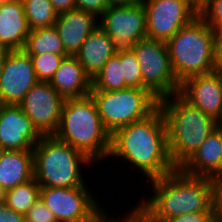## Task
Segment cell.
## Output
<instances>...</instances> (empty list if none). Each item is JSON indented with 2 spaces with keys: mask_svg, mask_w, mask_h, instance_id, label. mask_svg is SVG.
<instances>
[{
  "mask_svg": "<svg viewBox=\"0 0 222 222\" xmlns=\"http://www.w3.org/2000/svg\"><path fill=\"white\" fill-rule=\"evenodd\" d=\"M110 156L128 161L149 181L174 172L162 110L158 107L147 118L117 129L111 135Z\"/></svg>",
  "mask_w": 222,
  "mask_h": 222,
  "instance_id": "6da1fadb",
  "label": "cell"
},
{
  "mask_svg": "<svg viewBox=\"0 0 222 222\" xmlns=\"http://www.w3.org/2000/svg\"><path fill=\"white\" fill-rule=\"evenodd\" d=\"M149 182L154 195L142 199L140 205L155 219L165 221L191 212L213 211L212 178L189 176L177 168Z\"/></svg>",
  "mask_w": 222,
  "mask_h": 222,
  "instance_id": "7a4b0ae2",
  "label": "cell"
},
{
  "mask_svg": "<svg viewBox=\"0 0 222 222\" xmlns=\"http://www.w3.org/2000/svg\"><path fill=\"white\" fill-rule=\"evenodd\" d=\"M53 136L81 151L94 163L109 158L111 134L104 127L90 95L65 99Z\"/></svg>",
  "mask_w": 222,
  "mask_h": 222,
  "instance_id": "3957f363",
  "label": "cell"
},
{
  "mask_svg": "<svg viewBox=\"0 0 222 222\" xmlns=\"http://www.w3.org/2000/svg\"><path fill=\"white\" fill-rule=\"evenodd\" d=\"M159 108L166 121L170 159L179 168L215 130L216 120L179 93L160 99Z\"/></svg>",
  "mask_w": 222,
  "mask_h": 222,
  "instance_id": "277c9868",
  "label": "cell"
},
{
  "mask_svg": "<svg viewBox=\"0 0 222 222\" xmlns=\"http://www.w3.org/2000/svg\"><path fill=\"white\" fill-rule=\"evenodd\" d=\"M34 179L40 187H87L81 165L95 164L81 151L53 135L42 136L33 148Z\"/></svg>",
  "mask_w": 222,
  "mask_h": 222,
  "instance_id": "5b68a950",
  "label": "cell"
},
{
  "mask_svg": "<svg viewBox=\"0 0 222 222\" xmlns=\"http://www.w3.org/2000/svg\"><path fill=\"white\" fill-rule=\"evenodd\" d=\"M214 30L199 16L167 42L173 72L179 83L213 71Z\"/></svg>",
  "mask_w": 222,
  "mask_h": 222,
  "instance_id": "8992f818",
  "label": "cell"
},
{
  "mask_svg": "<svg viewBox=\"0 0 222 222\" xmlns=\"http://www.w3.org/2000/svg\"><path fill=\"white\" fill-rule=\"evenodd\" d=\"M89 95L104 127L111 135L119 128L147 118L159 107V99L144 88L90 91Z\"/></svg>",
  "mask_w": 222,
  "mask_h": 222,
  "instance_id": "52a82bcc",
  "label": "cell"
},
{
  "mask_svg": "<svg viewBox=\"0 0 222 222\" xmlns=\"http://www.w3.org/2000/svg\"><path fill=\"white\" fill-rule=\"evenodd\" d=\"M132 50L140 64L144 89L159 100L179 93L180 83L173 72L166 42L146 37L136 42Z\"/></svg>",
  "mask_w": 222,
  "mask_h": 222,
  "instance_id": "ba28073f",
  "label": "cell"
},
{
  "mask_svg": "<svg viewBox=\"0 0 222 222\" xmlns=\"http://www.w3.org/2000/svg\"><path fill=\"white\" fill-rule=\"evenodd\" d=\"M109 36L115 53L131 51L133 45L147 37L143 2L128 6H109L98 18Z\"/></svg>",
  "mask_w": 222,
  "mask_h": 222,
  "instance_id": "9c48e42d",
  "label": "cell"
},
{
  "mask_svg": "<svg viewBox=\"0 0 222 222\" xmlns=\"http://www.w3.org/2000/svg\"><path fill=\"white\" fill-rule=\"evenodd\" d=\"M40 199L58 222H88L103 209L87 187H40Z\"/></svg>",
  "mask_w": 222,
  "mask_h": 222,
  "instance_id": "30bf717a",
  "label": "cell"
},
{
  "mask_svg": "<svg viewBox=\"0 0 222 222\" xmlns=\"http://www.w3.org/2000/svg\"><path fill=\"white\" fill-rule=\"evenodd\" d=\"M147 38L167 42L198 16L189 0H142Z\"/></svg>",
  "mask_w": 222,
  "mask_h": 222,
  "instance_id": "8fae6325",
  "label": "cell"
},
{
  "mask_svg": "<svg viewBox=\"0 0 222 222\" xmlns=\"http://www.w3.org/2000/svg\"><path fill=\"white\" fill-rule=\"evenodd\" d=\"M64 102L49 82L38 81L18 106L42 136H49L58 128Z\"/></svg>",
  "mask_w": 222,
  "mask_h": 222,
  "instance_id": "7c38bea8",
  "label": "cell"
},
{
  "mask_svg": "<svg viewBox=\"0 0 222 222\" xmlns=\"http://www.w3.org/2000/svg\"><path fill=\"white\" fill-rule=\"evenodd\" d=\"M37 82L31 57L24 50L9 51L0 77V104L18 105Z\"/></svg>",
  "mask_w": 222,
  "mask_h": 222,
  "instance_id": "4fadbf2b",
  "label": "cell"
},
{
  "mask_svg": "<svg viewBox=\"0 0 222 222\" xmlns=\"http://www.w3.org/2000/svg\"><path fill=\"white\" fill-rule=\"evenodd\" d=\"M41 137L18 105L0 104L1 150L33 151Z\"/></svg>",
  "mask_w": 222,
  "mask_h": 222,
  "instance_id": "5bb4252c",
  "label": "cell"
},
{
  "mask_svg": "<svg viewBox=\"0 0 222 222\" xmlns=\"http://www.w3.org/2000/svg\"><path fill=\"white\" fill-rule=\"evenodd\" d=\"M179 94L214 120L222 119V88L213 72L184 80Z\"/></svg>",
  "mask_w": 222,
  "mask_h": 222,
  "instance_id": "9a60e30c",
  "label": "cell"
},
{
  "mask_svg": "<svg viewBox=\"0 0 222 222\" xmlns=\"http://www.w3.org/2000/svg\"><path fill=\"white\" fill-rule=\"evenodd\" d=\"M189 176L216 178L222 176V141L216 130L178 168Z\"/></svg>",
  "mask_w": 222,
  "mask_h": 222,
  "instance_id": "2e32d148",
  "label": "cell"
},
{
  "mask_svg": "<svg viewBox=\"0 0 222 222\" xmlns=\"http://www.w3.org/2000/svg\"><path fill=\"white\" fill-rule=\"evenodd\" d=\"M54 25L69 55H75L87 36L99 26L95 15L76 8L59 13Z\"/></svg>",
  "mask_w": 222,
  "mask_h": 222,
  "instance_id": "e0dca14e",
  "label": "cell"
},
{
  "mask_svg": "<svg viewBox=\"0 0 222 222\" xmlns=\"http://www.w3.org/2000/svg\"><path fill=\"white\" fill-rule=\"evenodd\" d=\"M30 31L23 3L0 0V47L23 50Z\"/></svg>",
  "mask_w": 222,
  "mask_h": 222,
  "instance_id": "ac0fdd59",
  "label": "cell"
},
{
  "mask_svg": "<svg viewBox=\"0 0 222 222\" xmlns=\"http://www.w3.org/2000/svg\"><path fill=\"white\" fill-rule=\"evenodd\" d=\"M49 83L65 99L88 96L92 88L91 78L74 55L63 59Z\"/></svg>",
  "mask_w": 222,
  "mask_h": 222,
  "instance_id": "d6986e66",
  "label": "cell"
},
{
  "mask_svg": "<svg viewBox=\"0 0 222 222\" xmlns=\"http://www.w3.org/2000/svg\"><path fill=\"white\" fill-rule=\"evenodd\" d=\"M114 54L110 36L98 26L87 36L74 56L92 80Z\"/></svg>",
  "mask_w": 222,
  "mask_h": 222,
  "instance_id": "ffe728a7",
  "label": "cell"
},
{
  "mask_svg": "<svg viewBox=\"0 0 222 222\" xmlns=\"http://www.w3.org/2000/svg\"><path fill=\"white\" fill-rule=\"evenodd\" d=\"M33 177V151L1 150L0 187L9 190Z\"/></svg>",
  "mask_w": 222,
  "mask_h": 222,
  "instance_id": "44dd1931",
  "label": "cell"
},
{
  "mask_svg": "<svg viewBox=\"0 0 222 222\" xmlns=\"http://www.w3.org/2000/svg\"><path fill=\"white\" fill-rule=\"evenodd\" d=\"M23 50L28 55H41L45 53L69 55L64 49L55 25L31 30L26 38Z\"/></svg>",
  "mask_w": 222,
  "mask_h": 222,
  "instance_id": "7402d4cb",
  "label": "cell"
},
{
  "mask_svg": "<svg viewBox=\"0 0 222 222\" xmlns=\"http://www.w3.org/2000/svg\"><path fill=\"white\" fill-rule=\"evenodd\" d=\"M128 88L122 76L120 53H115L92 79L91 91H117Z\"/></svg>",
  "mask_w": 222,
  "mask_h": 222,
  "instance_id": "603a6c76",
  "label": "cell"
},
{
  "mask_svg": "<svg viewBox=\"0 0 222 222\" xmlns=\"http://www.w3.org/2000/svg\"><path fill=\"white\" fill-rule=\"evenodd\" d=\"M40 198V186L34 177L14 188L7 190L6 205L14 211L25 215Z\"/></svg>",
  "mask_w": 222,
  "mask_h": 222,
  "instance_id": "cb8c5ba5",
  "label": "cell"
},
{
  "mask_svg": "<svg viewBox=\"0 0 222 222\" xmlns=\"http://www.w3.org/2000/svg\"><path fill=\"white\" fill-rule=\"evenodd\" d=\"M23 5L31 30L54 26L57 21L59 14L49 0H26Z\"/></svg>",
  "mask_w": 222,
  "mask_h": 222,
  "instance_id": "d4e9b609",
  "label": "cell"
},
{
  "mask_svg": "<svg viewBox=\"0 0 222 222\" xmlns=\"http://www.w3.org/2000/svg\"><path fill=\"white\" fill-rule=\"evenodd\" d=\"M29 56L31 57L37 80L49 82L58 70L60 63L68 55L45 53Z\"/></svg>",
  "mask_w": 222,
  "mask_h": 222,
  "instance_id": "484cf974",
  "label": "cell"
},
{
  "mask_svg": "<svg viewBox=\"0 0 222 222\" xmlns=\"http://www.w3.org/2000/svg\"><path fill=\"white\" fill-rule=\"evenodd\" d=\"M122 76L128 87L144 88L140 64L133 50L120 52Z\"/></svg>",
  "mask_w": 222,
  "mask_h": 222,
  "instance_id": "4316f807",
  "label": "cell"
},
{
  "mask_svg": "<svg viewBox=\"0 0 222 222\" xmlns=\"http://www.w3.org/2000/svg\"><path fill=\"white\" fill-rule=\"evenodd\" d=\"M198 16L212 29L222 23V0H209L200 10Z\"/></svg>",
  "mask_w": 222,
  "mask_h": 222,
  "instance_id": "83f0119b",
  "label": "cell"
},
{
  "mask_svg": "<svg viewBox=\"0 0 222 222\" xmlns=\"http://www.w3.org/2000/svg\"><path fill=\"white\" fill-rule=\"evenodd\" d=\"M25 222H58L52 211L39 198L25 214Z\"/></svg>",
  "mask_w": 222,
  "mask_h": 222,
  "instance_id": "f1b7e54d",
  "label": "cell"
},
{
  "mask_svg": "<svg viewBox=\"0 0 222 222\" xmlns=\"http://www.w3.org/2000/svg\"><path fill=\"white\" fill-rule=\"evenodd\" d=\"M164 222H215L213 211H197L167 218Z\"/></svg>",
  "mask_w": 222,
  "mask_h": 222,
  "instance_id": "f546056e",
  "label": "cell"
},
{
  "mask_svg": "<svg viewBox=\"0 0 222 222\" xmlns=\"http://www.w3.org/2000/svg\"><path fill=\"white\" fill-rule=\"evenodd\" d=\"M75 3L76 9L92 13L97 18L109 7L107 0H75Z\"/></svg>",
  "mask_w": 222,
  "mask_h": 222,
  "instance_id": "4dcf8cb0",
  "label": "cell"
},
{
  "mask_svg": "<svg viewBox=\"0 0 222 222\" xmlns=\"http://www.w3.org/2000/svg\"><path fill=\"white\" fill-rule=\"evenodd\" d=\"M213 181V213L215 222H222V176L212 179Z\"/></svg>",
  "mask_w": 222,
  "mask_h": 222,
  "instance_id": "1f68e13d",
  "label": "cell"
},
{
  "mask_svg": "<svg viewBox=\"0 0 222 222\" xmlns=\"http://www.w3.org/2000/svg\"><path fill=\"white\" fill-rule=\"evenodd\" d=\"M129 222H164L158 219H155L150 215L140 204L134 206L130 213L124 216Z\"/></svg>",
  "mask_w": 222,
  "mask_h": 222,
  "instance_id": "d6a6232c",
  "label": "cell"
},
{
  "mask_svg": "<svg viewBox=\"0 0 222 222\" xmlns=\"http://www.w3.org/2000/svg\"><path fill=\"white\" fill-rule=\"evenodd\" d=\"M0 222H25V215L14 211L6 204H1Z\"/></svg>",
  "mask_w": 222,
  "mask_h": 222,
  "instance_id": "836d02e7",
  "label": "cell"
},
{
  "mask_svg": "<svg viewBox=\"0 0 222 222\" xmlns=\"http://www.w3.org/2000/svg\"><path fill=\"white\" fill-rule=\"evenodd\" d=\"M53 8L59 13L70 11L76 8L75 0H49Z\"/></svg>",
  "mask_w": 222,
  "mask_h": 222,
  "instance_id": "e575fe53",
  "label": "cell"
},
{
  "mask_svg": "<svg viewBox=\"0 0 222 222\" xmlns=\"http://www.w3.org/2000/svg\"><path fill=\"white\" fill-rule=\"evenodd\" d=\"M222 66V38L213 40V67Z\"/></svg>",
  "mask_w": 222,
  "mask_h": 222,
  "instance_id": "d590c367",
  "label": "cell"
},
{
  "mask_svg": "<svg viewBox=\"0 0 222 222\" xmlns=\"http://www.w3.org/2000/svg\"><path fill=\"white\" fill-rule=\"evenodd\" d=\"M106 209H102L98 214H96L90 221L88 222H119L115 217H108Z\"/></svg>",
  "mask_w": 222,
  "mask_h": 222,
  "instance_id": "8d00e7d4",
  "label": "cell"
},
{
  "mask_svg": "<svg viewBox=\"0 0 222 222\" xmlns=\"http://www.w3.org/2000/svg\"><path fill=\"white\" fill-rule=\"evenodd\" d=\"M142 0H107L108 6H128L134 5Z\"/></svg>",
  "mask_w": 222,
  "mask_h": 222,
  "instance_id": "74e56055",
  "label": "cell"
},
{
  "mask_svg": "<svg viewBox=\"0 0 222 222\" xmlns=\"http://www.w3.org/2000/svg\"><path fill=\"white\" fill-rule=\"evenodd\" d=\"M8 52L9 50H7L6 48L0 47V77L2 74L3 65H4Z\"/></svg>",
  "mask_w": 222,
  "mask_h": 222,
  "instance_id": "f35d334b",
  "label": "cell"
},
{
  "mask_svg": "<svg viewBox=\"0 0 222 222\" xmlns=\"http://www.w3.org/2000/svg\"><path fill=\"white\" fill-rule=\"evenodd\" d=\"M213 74L217 77L222 88V66L213 67Z\"/></svg>",
  "mask_w": 222,
  "mask_h": 222,
  "instance_id": "ab89813d",
  "label": "cell"
},
{
  "mask_svg": "<svg viewBox=\"0 0 222 222\" xmlns=\"http://www.w3.org/2000/svg\"><path fill=\"white\" fill-rule=\"evenodd\" d=\"M209 0H189V2L197 9L200 10Z\"/></svg>",
  "mask_w": 222,
  "mask_h": 222,
  "instance_id": "60d3db41",
  "label": "cell"
},
{
  "mask_svg": "<svg viewBox=\"0 0 222 222\" xmlns=\"http://www.w3.org/2000/svg\"><path fill=\"white\" fill-rule=\"evenodd\" d=\"M213 30L214 38H222V23L218 24Z\"/></svg>",
  "mask_w": 222,
  "mask_h": 222,
  "instance_id": "b9f144b4",
  "label": "cell"
},
{
  "mask_svg": "<svg viewBox=\"0 0 222 222\" xmlns=\"http://www.w3.org/2000/svg\"><path fill=\"white\" fill-rule=\"evenodd\" d=\"M7 190L0 187V205L6 203Z\"/></svg>",
  "mask_w": 222,
  "mask_h": 222,
  "instance_id": "7bdbcfd3",
  "label": "cell"
},
{
  "mask_svg": "<svg viewBox=\"0 0 222 222\" xmlns=\"http://www.w3.org/2000/svg\"><path fill=\"white\" fill-rule=\"evenodd\" d=\"M215 130L218 132L222 141V119H220L219 121H216Z\"/></svg>",
  "mask_w": 222,
  "mask_h": 222,
  "instance_id": "ee69618b",
  "label": "cell"
},
{
  "mask_svg": "<svg viewBox=\"0 0 222 222\" xmlns=\"http://www.w3.org/2000/svg\"><path fill=\"white\" fill-rule=\"evenodd\" d=\"M9 1H15V2H21V3H24L26 0H9Z\"/></svg>",
  "mask_w": 222,
  "mask_h": 222,
  "instance_id": "f6af8a7d",
  "label": "cell"
},
{
  "mask_svg": "<svg viewBox=\"0 0 222 222\" xmlns=\"http://www.w3.org/2000/svg\"><path fill=\"white\" fill-rule=\"evenodd\" d=\"M121 219H122V221H121ZM121 219H119L120 222H129L126 218H124V219L121 218Z\"/></svg>",
  "mask_w": 222,
  "mask_h": 222,
  "instance_id": "bcb514c9",
  "label": "cell"
}]
</instances>
